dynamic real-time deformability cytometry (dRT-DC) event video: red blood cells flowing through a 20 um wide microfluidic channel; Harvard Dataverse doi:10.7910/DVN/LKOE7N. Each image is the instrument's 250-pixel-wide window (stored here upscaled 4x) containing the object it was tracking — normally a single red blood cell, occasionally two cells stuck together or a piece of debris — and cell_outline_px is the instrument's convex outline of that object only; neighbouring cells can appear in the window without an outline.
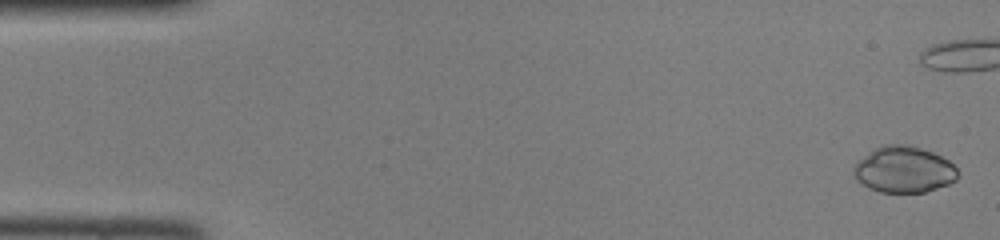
{"species": "common noctule bat (a hibernating species)", "species_latin": "Nyctalus noctula", "temperature_condition": "room temperature", "stored_images_in_passage": 36, "camera_frame_rate_fps": 3000, "um_per_image_px": 0.085, "animal": {"sex": "female", "body_mass_g": 22.0, "forearm_length_mm": 56.7}, "frame": {"image": 1, "passage_image": 1, "time_ms": 0.0, "image_size_px": [1000, 240], "cell_outline_px": [[960, 176], [956, 180], [948, 184], [924, 192], [880, 192], [868, 188], [856, 180], [852, 172], [852, 168], [864, 156], [876, 148], [884, 144], [908, 144], [932, 152], [948, 160], [956, 168]], "centroid_in_image_um": [76.82, 14.42], "position_along_channel_um": 8.2, "area_um2": 28.03}}
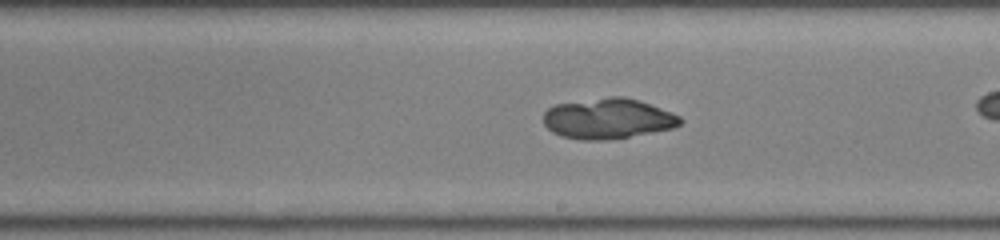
{"frame": {"image": 2, "passage_image": 26, "time_ms": 8.333, "image_size_px": [1000, 240], "cell_outline_px": [[684, 120], [680, 124], [672, 128], [608, 140], [580, 140], [560, 136], [552, 132], [544, 124], [544, 112], [548, 108], [556, 104], [612, 96], [624, 96], [672, 112], [680, 116]], "centroid_in_image_um": [51.65, 10.09], "position_along_channel_um": 237.4, "area_um2": 32.02}}